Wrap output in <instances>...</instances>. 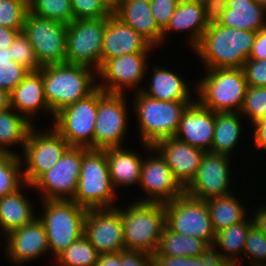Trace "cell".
I'll return each instance as SVG.
<instances>
[{
	"instance_id": "60d3db41",
	"label": "cell",
	"mask_w": 266,
	"mask_h": 266,
	"mask_svg": "<svg viewBox=\"0 0 266 266\" xmlns=\"http://www.w3.org/2000/svg\"><path fill=\"white\" fill-rule=\"evenodd\" d=\"M244 254L251 266H266V235L255 224L248 231Z\"/></svg>"
},
{
	"instance_id": "4dcf8cb0",
	"label": "cell",
	"mask_w": 266,
	"mask_h": 266,
	"mask_svg": "<svg viewBox=\"0 0 266 266\" xmlns=\"http://www.w3.org/2000/svg\"><path fill=\"white\" fill-rule=\"evenodd\" d=\"M239 112L215 113V129L211 153L232 156L241 137L242 125Z\"/></svg>"
},
{
	"instance_id": "f546056e",
	"label": "cell",
	"mask_w": 266,
	"mask_h": 266,
	"mask_svg": "<svg viewBox=\"0 0 266 266\" xmlns=\"http://www.w3.org/2000/svg\"><path fill=\"white\" fill-rule=\"evenodd\" d=\"M249 217L250 219L246 217L243 221L233 224L215 235V241L211 247L212 253L218 258L228 261L232 266H239L238 256H242L248 231L254 225L252 215L250 214Z\"/></svg>"
},
{
	"instance_id": "ab89813d",
	"label": "cell",
	"mask_w": 266,
	"mask_h": 266,
	"mask_svg": "<svg viewBox=\"0 0 266 266\" xmlns=\"http://www.w3.org/2000/svg\"><path fill=\"white\" fill-rule=\"evenodd\" d=\"M239 113L248 117L252 124L257 122L266 113V87L247 86Z\"/></svg>"
},
{
	"instance_id": "6da1fadb",
	"label": "cell",
	"mask_w": 266,
	"mask_h": 266,
	"mask_svg": "<svg viewBox=\"0 0 266 266\" xmlns=\"http://www.w3.org/2000/svg\"><path fill=\"white\" fill-rule=\"evenodd\" d=\"M257 32L210 25L193 49L204 69L242 68L248 60Z\"/></svg>"
},
{
	"instance_id": "f5cc1de1",
	"label": "cell",
	"mask_w": 266,
	"mask_h": 266,
	"mask_svg": "<svg viewBox=\"0 0 266 266\" xmlns=\"http://www.w3.org/2000/svg\"><path fill=\"white\" fill-rule=\"evenodd\" d=\"M251 126H254L255 128H253V145L256 148H263L264 150H266V124H254Z\"/></svg>"
},
{
	"instance_id": "f35d334b",
	"label": "cell",
	"mask_w": 266,
	"mask_h": 266,
	"mask_svg": "<svg viewBox=\"0 0 266 266\" xmlns=\"http://www.w3.org/2000/svg\"><path fill=\"white\" fill-rule=\"evenodd\" d=\"M28 0H0V26L23 30Z\"/></svg>"
},
{
	"instance_id": "d6986e66",
	"label": "cell",
	"mask_w": 266,
	"mask_h": 266,
	"mask_svg": "<svg viewBox=\"0 0 266 266\" xmlns=\"http://www.w3.org/2000/svg\"><path fill=\"white\" fill-rule=\"evenodd\" d=\"M3 238L6 257L16 266L37 260L49 252L46 230L38 217L22 228L9 232Z\"/></svg>"
},
{
	"instance_id": "bcb514c9",
	"label": "cell",
	"mask_w": 266,
	"mask_h": 266,
	"mask_svg": "<svg viewBox=\"0 0 266 266\" xmlns=\"http://www.w3.org/2000/svg\"><path fill=\"white\" fill-rule=\"evenodd\" d=\"M228 0H204V18L208 26L219 24L227 9Z\"/></svg>"
},
{
	"instance_id": "83f0119b",
	"label": "cell",
	"mask_w": 266,
	"mask_h": 266,
	"mask_svg": "<svg viewBox=\"0 0 266 266\" xmlns=\"http://www.w3.org/2000/svg\"><path fill=\"white\" fill-rule=\"evenodd\" d=\"M24 187L32 188V185L24 183L13 193L0 198V231L4 233V236L31 223L37 217L34 214L31 200L29 201L21 192Z\"/></svg>"
},
{
	"instance_id": "4316f807",
	"label": "cell",
	"mask_w": 266,
	"mask_h": 266,
	"mask_svg": "<svg viewBox=\"0 0 266 266\" xmlns=\"http://www.w3.org/2000/svg\"><path fill=\"white\" fill-rule=\"evenodd\" d=\"M138 154L124 147L106 149L111 182L115 189L139 184L143 159Z\"/></svg>"
},
{
	"instance_id": "7402d4cb",
	"label": "cell",
	"mask_w": 266,
	"mask_h": 266,
	"mask_svg": "<svg viewBox=\"0 0 266 266\" xmlns=\"http://www.w3.org/2000/svg\"><path fill=\"white\" fill-rule=\"evenodd\" d=\"M214 129L215 112L195 101L183 112L175 137L193 147L210 152Z\"/></svg>"
},
{
	"instance_id": "7a4b0ae2",
	"label": "cell",
	"mask_w": 266,
	"mask_h": 266,
	"mask_svg": "<svg viewBox=\"0 0 266 266\" xmlns=\"http://www.w3.org/2000/svg\"><path fill=\"white\" fill-rule=\"evenodd\" d=\"M41 71L45 97L53 115L98 88L97 72L86 66L58 63L42 66Z\"/></svg>"
},
{
	"instance_id": "5b68a950",
	"label": "cell",
	"mask_w": 266,
	"mask_h": 266,
	"mask_svg": "<svg viewBox=\"0 0 266 266\" xmlns=\"http://www.w3.org/2000/svg\"><path fill=\"white\" fill-rule=\"evenodd\" d=\"M116 191L111 182L106 149L83 148L80 176L72 200L87 209L115 208Z\"/></svg>"
},
{
	"instance_id": "1f68e13d",
	"label": "cell",
	"mask_w": 266,
	"mask_h": 266,
	"mask_svg": "<svg viewBox=\"0 0 266 266\" xmlns=\"http://www.w3.org/2000/svg\"><path fill=\"white\" fill-rule=\"evenodd\" d=\"M215 233L243 221L248 214V208L240 198L231 193L227 196L214 197L205 200ZM247 208V209H246Z\"/></svg>"
},
{
	"instance_id": "9a60e30c",
	"label": "cell",
	"mask_w": 266,
	"mask_h": 266,
	"mask_svg": "<svg viewBox=\"0 0 266 266\" xmlns=\"http://www.w3.org/2000/svg\"><path fill=\"white\" fill-rule=\"evenodd\" d=\"M146 150L153 152L143 158L139 186L147 194L137 202L167 203L175 200L185 192V189L175 179L170 167L163 157L151 145L142 144Z\"/></svg>"
},
{
	"instance_id": "ee69618b",
	"label": "cell",
	"mask_w": 266,
	"mask_h": 266,
	"mask_svg": "<svg viewBox=\"0 0 266 266\" xmlns=\"http://www.w3.org/2000/svg\"><path fill=\"white\" fill-rule=\"evenodd\" d=\"M181 0H150L151 12L158 27L163 31L170 22Z\"/></svg>"
},
{
	"instance_id": "91938a15",
	"label": "cell",
	"mask_w": 266,
	"mask_h": 266,
	"mask_svg": "<svg viewBox=\"0 0 266 266\" xmlns=\"http://www.w3.org/2000/svg\"><path fill=\"white\" fill-rule=\"evenodd\" d=\"M257 4L262 5L266 8V0H254Z\"/></svg>"
},
{
	"instance_id": "681fc988",
	"label": "cell",
	"mask_w": 266,
	"mask_h": 266,
	"mask_svg": "<svg viewBox=\"0 0 266 266\" xmlns=\"http://www.w3.org/2000/svg\"><path fill=\"white\" fill-rule=\"evenodd\" d=\"M188 266H232L228 261L216 257L212 251L205 256L188 257Z\"/></svg>"
},
{
	"instance_id": "b9f144b4",
	"label": "cell",
	"mask_w": 266,
	"mask_h": 266,
	"mask_svg": "<svg viewBox=\"0 0 266 266\" xmlns=\"http://www.w3.org/2000/svg\"><path fill=\"white\" fill-rule=\"evenodd\" d=\"M74 20L107 18L113 8L107 0H70Z\"/></svg>"
},
{
	"instance_id": "f1b7e54d",
	"label": "cell",
	"mask_w": 266,
	"mask_h": 266,
	"mask_svg": "<svg viewBox=\"0 0 266 266\" xmlns=\"http://www.w3.org/2000/svg\"><path fill=\"white\" fill-rule=\"evenodd\" d=\"M266 8L254 0H228L219 23L224 27L258 32L266 26Z\"/></svg>"
},
{
	"instance_id": "d6a6232c",
	"label": "cell",
	"mask_w": 266,
	"mask_h": 266,
	"mask_svg": "<svg viewBox=\"0 0 266 266\" xmlns=\"http://www.w3.org/2000/svg\"><path fill=\"white\" fill-rule=\"evenodd\" d=\"M210 251L211 248L204 241L175 233L165 226L154 255L200 257L207 255Z\"/></svg>"
},
{
	"instance_id": "8fae6325",
	"label": "cell",
	"mask_w": 266,
	"mask_h": 266,
	"mask_svg": "<svg viewBox=\"0 0 266 266\" xmlns=\"http://www.w3.org/2000/svg\"><path fill=\"white\" fill-rule=\"evenodd\" d=\"M125 94L107 93L98 88V111L95 120L93 149L123 147L129 113ZM122 144V145H121Z\"/></svg>"
},
{
	"instance_id": "6f0895ef",
	"label": "cell",
	"mask_w": 266,
	"mask_h": 266,
	"mask_svg": "<svg viewBox=\"0 0 266 266\" xmlns=\"http://www.w3.org/2000/svg\"><path fill=\"white\" fill-rule=\"evenodd\" d=\"M122 0H107L112 8L116 7Z\"/></svg>"
},
{
	"instance_id": "ffe728a7",
	"label": "cell",
	"mask_w": 266,
	"mask_h": 266,
	"mask_svg": "<svg viewBox=\"0 0 266 266\" xmlns=\"http://www.w3.org/2000/svg\"><path fill=\"white\" fill-rule=\"evenodd\" d=\"M170 167L175 179L185 189L195 178L205 151L176 137L157 141L153 146Z\"/></svg>"
},
{
	"instance_id": "9c48e42d",
	"label": "cell",
	"mask_w": 266,
	"mask_h": 266,
	"mask_svg": "<svg viewBox=\"0 0 266 266\" xmlns=\"http://www.w3.org/2000/svg\"><path fill=\"white\" fill-rule=\"evenodd\" d=\"M106 18L74 20L67 25L66 63L98 72L102 66V44Z\"/></svg>"
},
{
	"instance_id": "8d00e7d4",
	"label": "cell",
	"mask_w": 266,
	"mask_h": 266,
	"mask_svg": "<svg viewBox=\"0 0 266 266\" xmlns=\"http://www.w3.org/2000/svg\"><path fill=\"white\" fill-rule=\"evenodd\" d=\"M29 12L66 25L74 21L70 0H28Z\"/></svg>"
},
{
	"instance_id": "52a82bcc",
	"label": "cell",
	"mask_w": 266,
	"mask_h": 266,
	"mask_svg": "<svg viewBox=\"0 0 266 266\" xmlns=\"http://www.w3.org/2000/svg\"><path fill=\"white\" fill-rule=\"evenodd\" d=\"M43 214L38 218L47 234L49 251L57 257L84 233L87 208L73 200H42ZM55 254V255H54Z\"/></svg>"
},
{
	"instance_id": "5bb4252c",
	"label": "cell",
	"mask_w": 266,
	"mask_h": 266,
	"mask_svg": "<svg viewBox=\"0 0 266 266\" xmlns=\"http://www.w3.org/2000/svg\"><path fill=\"white\" fill-rule=\"evenodd\" d=\"M82 158L83 147H69L59 161L32 184V189L41 193V200H72Z\"/></svg>"
},
{
	"instance_id": "7dc6e473",
	"label": "cell",
	"mask_w": 266,
	"mask_h": 266,
	"mask_svg": "<svg viewBox=\"0 0 266 266\" xmlns=\"http://www.w3.org/2000/svg\"><path fill=\"white\" fill-rule=\"evenodd\" d=\"M121 266H154L153 256L145 252L125 250L121 252Z\"/></svg>"
},
{
	"instance_id": "74e56055",
	"label": "cell",
	"mask_w": 266,
	"mask_h": 266,
	"mask_svg": "<svg viewBox=\"0 0 266 266\" xmlns=\"http://www.w3.org/2000/svg\"><path fill=\"white\" fill-rule=\"evenodd\" d=\"M29 71L11 59L10 48H0V88L11 93Z\"/></svg>"
},
{
	"instance_id": "277c9868",
	"label": "cell",
	"mask_w": 266,
	"mask_h": 266,
	"mask_svg": "<svg viewBox=\"0 0 266 266\" xmlns=\"http://www.w3.org/2000/svg\"><path fill=\"white\" fill-rule=\"evenodd\" d=\"M134 113L139 137L144 144L153 146L157 141L175 137L186 108L195 101H159L141 91L134 92Z\"/></svg>"
},
{
	"instance_id": "3957f363",
	"label": "cell",
	"mask_w": 266,
	"mask_h": 266,
	"mask_svg": "<svg viewBox=\"0 0 266 266\" xmlns=\"http://www.w3.org/2000/svg\"><path fill=\"white\" fill-rule=\"evenodd\" d=\"M120 208L126 250L154 255L166 226L163 203L132 201Z\"/></svg>"
},
{
	"instance_id": "e575fe53",
	"label": "cell",
	"mask_w": 266,
	"mask_h": 266,
	"mask_svg": "<svg viewBox=\"0 0 266 266\" xmlns=\"http://www.w3.org/2000/svg\"><path fill=\"white\" fill-rule=\"evenodd\" d=\"M20 156L0 151V198L13 193L25 183Z\"/></svg>"
},
{
	"instance_id": "30bf717a",
	"label": "cell",
	"mask_w": 266,
	"mask_h": 266,
	"mask_svg": "<svg viewBox=\"0 0 266 266\" xmlns=\"http://www.w3.org/2000/svg\"><path fill=\"white\" fill-rule=\"evenodd\" d=\"M36 129L34 125L29 130L21 157L24 182L29 185L52 168L70 147L53 127L44 132Z\"/></svg>"
},
{
	"instance_id": "603a6c76",
	"label": "cell",
	"mask_w": 266,
	"mask_h": 266,
	"mask_svg": "<svg viewBox=\"0 0 266 266\" xmlns=\"http://www.w3.org/2000/svg\"><path fill=\"white\" fill-rule=\"evenodd\" d=\"M113 13L139 33L155 50L163 44V31L156 24L150 0H122Z\"/></svg>"
},
{
	"instance_id": "9f6ffc18",
	"label": "cell",
	"mask_w": 266,
	"mask_h": 266,
	"mask_svg": "<svg viewBox=\"0 0 266 266\" xmlns=\"http://www.w3.org/2000/svg\"><path fill=\"white\" fill-rule=\"evenodd\" d=\"M10 108V93L0 88V112Z\"/></svg>"
},
{
	"instance_id": "836d02e7",
	"label": "cell",
	"mask_w": 266,
	"mask_h": 266,
	"mask_svg": "<svg viewBox=\"0 0 266 266\" xmlns=\"http://www.w3.org/2000/svg\"><path fill=\"white\" fill-rule=\"evenodd\" d=\"M33 126L34 125L30 123L23 115L19 114L11 107L1 111L0 151L17 154L12 149L10 150V146L21 144L23 149L26 143L28 132Z\"/></svg>"
},
{
	"instance_id": "7bdbcfd3",
	"label": "cell",
	"mask_w": 266,
	"mask_h": 266,
	"mask_svg": "<svg viewBox=\"0 0 266 266\" xmlns=\"http://www.w3.org/2000/svg\"><path fill=\"white\" fill-rule=\"evenodd\" d=\"M9 48L11 49V59L15 63L23 66L29 72L39 71L41 69L32 45L23 31L18 34Z\"/></svg>"
},
{
	"instance_id": "d590c367",
	"label": "cell",
	"mask_w": 266,
	"mask_h": 266,
	"mask_svg": "<svg viewBox=\"0 0 266 266\" xmlns=\"http://www.w3.org/2000/svg\"><path fill=\"white\" fill-rule=\"evenodd\" d=\"M98 256L94 246L82 235L54 260L59 266H95Z\"/></svg>"
},
{
	"instance_id": "ba28073f",
	"label": "cell",
	"mask_w": 266,
	"mask_h": 266,
	"mask_svg": "<svg viewBox=\"0 0 266 266\" xmlns=\"http://www.w3.org/2000/svg\"><path fill=\"white\" fill-rule=\"evenodd\" d=\"M164 205L166 226L171 231L202 240L210 248L213 246L216 233L205 200L193 198L184 192Z\"/></svg>"
},
{
	"instance_id": "484cf974",
	"label": "cell",
	"mask_w": 266,
	"mask_h": 266,
	"mask_svg": "<svg viewBox=\"0 0 266 266\" xmlns=\"http://www.w3.org/2000/svg\"><path fill=\"white\" fill-rule=\"evenodd\" d=\"M151 68L149 89L140 88L143 94L159 101H196L191 98L192 90L188 81L181 78V75L157 65Z\"/></svg>"
},
{
	"instance_id": "e0dca14e",
	"label": "cell",
	"mask_w": 266,
	"mask_h": 266,
	"mask_svg": "<svg viewBox=\"0 0 266 266\" xmlns=\"http://www.w3.org/2000/svg\"><path fill=\"white\" fill-rule=\"evenodd\" d=\"M83 235L99 255L125 251L120 207L88 209Z\"/></svg>"
},
{
	"instance_id": "44dd1931",
	"label": "cell",
	"mask_w": 266,
	"mask_h": 266,
	"mask_svg": "<svg viewBox=\"0 0 266 266\" xmlns=\"http://www.w3.org/2000/svg\"><path fill=\"white\" fill-rule=\"evenodd\" d=\"M151 46L139 33L114 13L106 18L102 44V65L110 58L132 53H151Z\"/></svg>"
},
{
	"instance_id": "d4e9b609",
	"label": "cell",
	"mask_w": 266,
	"mask_h": 266,
	"mask_svg": "<svg viewBox=\"0 0 266 266\" xmlns=\"http://www.w3.org/2000/svg\"><path fill=\"white\" fill-rule=\"evenodd\" d=\"M208 28L204 18V7L201 1L181 0L175 9L169 24L163 30V42L168 33L189 32L188 41L193 50L201 41V38Z\"/></svg>"
},
{
	"instance_id": "c3c4849f",
	"label": "cell",
	"mask_w": 266,
	"mask_h": 266,
	"mask_svg": "<svg viewBox=\"0 0 266 266\" xmlns=\"http://www.w3.org/2000/svg\"><path fill=\"white\" fill-rule=\"evenodd\" d=\"M248 59H266V26L257 32L253 48Z\"/></svg>"
},
{
	"instance_id": "11a10c76",
	"label": "cell",
	"mask_w": 266,
	"mask_h": 266,
	"mask_svg": "<svg viewBox=\"0 0 266 266\" xmlns=\"http://www.w3.org/2000/svg\"><path fill=\"white\" fill-rule=\"evenodd\" d=\"M262 204V208L255 209L253 221L254 224L259 228V230L266 235V206Z\"/></svg>"
},
{
	"instance_id": "4fadbf2b",
	"label": "cell",
	"mask_w": 266,
	"mask_h": 266,
	"mask_svg": "<svg viewBox=\"0 0 266 266\" xmlns=\"http://www.w3.org/2000/svg\"><path fill=\"white\" fill-rule=\"evenodd\" d=\"M67 25L28 11L23 33L28 37L39 65L66 63Z\"/></svg>"
},
{
	"instance_id": "680465c9",
	"label": "cell",
	"mask_w": 266,
	"mask_h": 266,
	"mask_svg": "<svg viewBox=\"0 0 266 266\" xmlns=\"http://www.w3.org/2000/svg\"><path fill=\"white\" fill-rule=\"evenodd\" d=\"M253 124H266V113H264L263 116Z\"/></svg>"
},
{
	"instance_id": "ac0fdd59",
	"label": "cell",
	"mask_w": 266,
	"mask_h": 266,
	"mask_svg": "<svg viewBox=\"0 0 266 266\" xmlns=\"http://www.w3.org/2000/svg\"><path fill=\"white\" fill-rule=\"evenodd\" d=\"M230 156L205 152L195 178L185 188V193L197 199L208 200L227 196L233 181L230 178ZM231 190V191H230Z\"/></svg>"
},
{
	"instance_id": "cb8c5ba5",
	"label": "cell",
	"mask_w": 266,
	"mask_h": 266,
	"mask_svg": "<svg viewBox=\"0 0 266 266\" xmlns=\"http://www.w3.org/2000/svg\"><path fill=\"white\" fill-rule=\"evenodd\" d=\"M10 107L23 115L30 123L40 110H45L54 118L45 97L42 82V71L29 72L10 93ZM33 119H32V118Z\"/></svg>"
},
{
	"instance_id": "8992f818",
	"label": "cell",
	"mask_w": 266,
	"mask_h": 266,
	"mask_svg": "<svg viewBox=\"0 0 266 266\" xmlns=\"http://www.w3.org/2000/svg\"><path fill=\"white\" fill-rule=\"evenodd\" d=\"M195 85L196 101L217 112H239L247 90L242 68L206 70Z\"/></svg>"
},
{
	"instance_id": "816d5d0a",
	"label": "cell",
	"mask_w": 266,
	"mask_h": 266,
	"mask_svg": "<svg viewBox=\"0 0 266 266\" xmlns=\"http://www.w3.org/2000/svg\"><path fill=\"white\" fill-rule=\"evenodd\" d=\"M22 31L0 26V48H9Z\"/></svg>"
},
{
	"instance_id": "2e32d148",
	"label": "cell",
	"mask_w": 266,
	"mask_h": 266,
	"mask_svg": "<svg viewBox=\"0 0 266 266\" xmlns=\"http://www.w3.org/2000/svg\"><path fill=\"white\" fill-rule=\"evenodd\" d=\"M149 54L132 53L108 59L97 72L101 80L98 88L117 94H126L127 89L141 91L138 86L146 77Z\"/></svg>"
},
{
	"instance_id": "7c38bea8",
	"label": "cell",
	"mask_w": 266,
	"mask_h": 266,
	"mask_svg": "<svg viewBox=\"0 0 266 266\" xmlns=\"http://www.w3.org/2000/svg\"><path fill=\"white\" fill-rule=\"evenodd\" d=\"M98 88L89 96L64 107L54 115L53 127L70 147L93 149Z\"/></svg>"
},
{
	"instance_id": "f6af8a7d",
	"label": "cell",
	"mask_w": 266,
	"mask_h": 266,
	"mask_svg": "<svg viewBox=\"0 0 266 266\" xmlns=\"http://www.w3.org/2000/svg\"><path fill=\"white\" fill-rule=\"evenodd\" d=\"M242 70L244 72L247 86L266 87V59H248Z\"/></svg>"
},
{
	"instance_id": "db71d44e",
	"label": "cell",
	"mask_w": 266,
	"mask_h": 266,
	"mask_svg": "<svg viewBox=\"0 0 266 266\" xmlns=\"http://www.w3.org/2000/svg\"><path fill=\"white\" fill-rule=\"evenodd\" d=\"M95 266H121V253L100 254Z\"/></svg>"
},
{
	"instance_id": "f907efd6",
	"label": "cell",
	"mask_w": 266,
	"mask_h": 266,
	"mask_svg": "<svg viewBox=\"0 0 266 266\" xmlns=\"http://www.w3.org/2000/svg\"><path fill=\"white\" fill-rule=\"evenodd\" d=\"M154 266H188L186 256L153 255Z\"/></svg>"
}]
</instances>
